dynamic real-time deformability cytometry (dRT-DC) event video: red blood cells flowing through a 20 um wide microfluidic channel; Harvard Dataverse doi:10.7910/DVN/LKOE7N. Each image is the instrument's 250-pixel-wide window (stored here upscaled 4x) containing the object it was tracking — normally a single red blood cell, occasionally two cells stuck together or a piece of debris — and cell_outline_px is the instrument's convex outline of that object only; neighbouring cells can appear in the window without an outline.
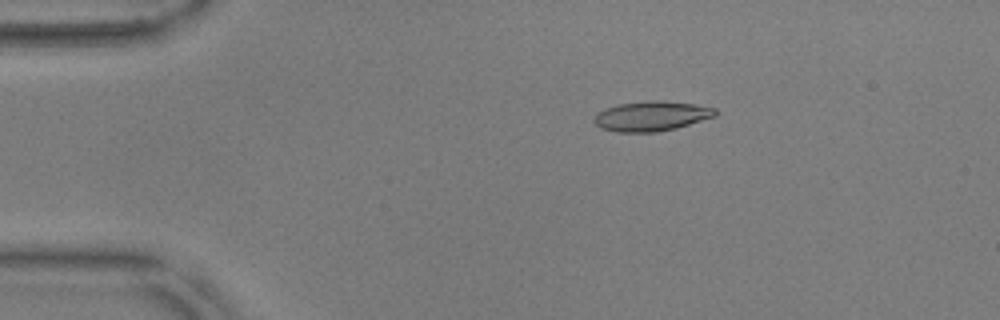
{"species": "common noctule bat (a hibernating species)", "species_latin": "Nyctalus noctula", "temperature_condition": "warm", "stored_images_in_passage": 46, "camera_frame_rate_fps": 3000, "um_per_image_px": 0.085, "animal": {"sex": "male", "body_mass_g": 17.9, "forearm_length_mm": 54.2}, "frame": {"image": 1, "passage_image": 1, "time_ms": 0.0, "image_size_px": [1000, 320], "cell_outline_px": [[716, 116], [676, 128], [656, 132], [616, 132], [600, 128], [592, 120], [600, 112], [608, 108], [620, 104], [648, 100], [656, 100], [692, 104], [716, 108]], "centroid_in_image_um": [55.38, 9.88], "position_along_channel_um": 29.6, "area_um2": 20.81}}
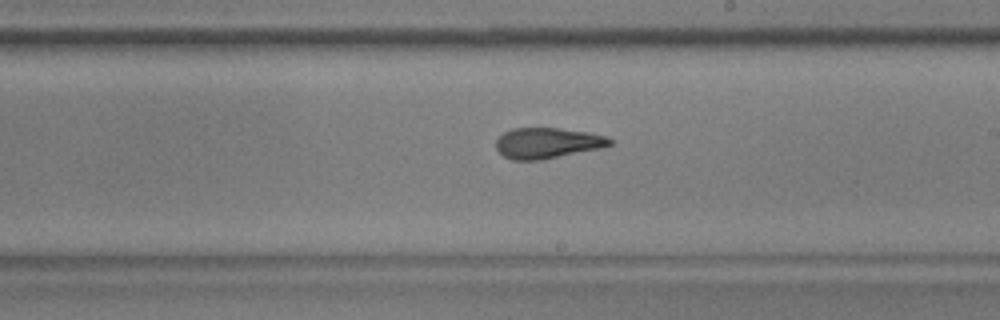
{"frame": {"image": 2, "passage_image": 23, "time_ms": 7.333, "image_size_px": [1000, 320], "cell_outline_px": [[612, 144], [600, 148], [544, 160], [512, 160], [504, 156], [496, 148], [496, 140], [504, 132], [512, 128], [560, 128], [588, 132], [608, 136], [612, 140]], "centroid_in_image_um": [46.53, 12.16], "position_along_channel_um": 242.5, "area_um2": 20.46}}
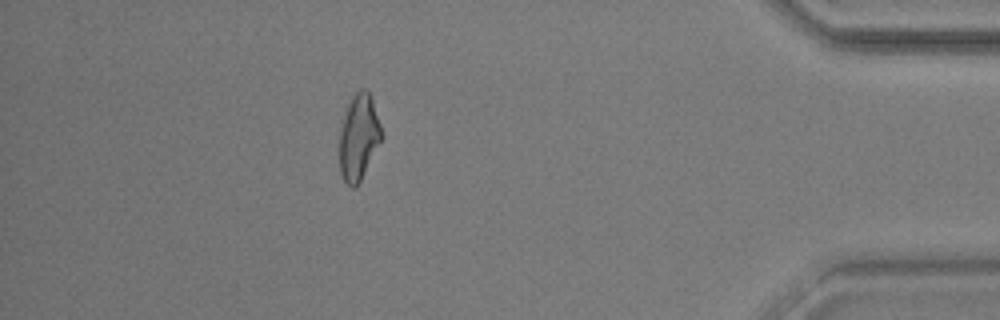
{"frame": {"image": 3, "passage_image": 40, "time_ms": 13.0, "image_size_px": [1000, 320], "cell_outline_px": [[384, 136], [356, 188], [352, 188], [344, 180], [340, 172], [340, 128], [344, 104], [360, 88], [364, 88], [372, 96]], "centroid_in_image_um": [30.49, 11.59], "position_along_channel_um": 404.7, "area_um2": 21.56}, "authors_computed_cell_mechanics": {"area_um2": 20.7502, "velocity_mm_per_s": 3.6445, "shape_relaxation_time_tau1_ms": 7.7772, "shape_relaxation_time_tau2_ms": 1.4195, "deformation_change_tau1": 0.262, "deformation_change_tau2": 0.0979}}